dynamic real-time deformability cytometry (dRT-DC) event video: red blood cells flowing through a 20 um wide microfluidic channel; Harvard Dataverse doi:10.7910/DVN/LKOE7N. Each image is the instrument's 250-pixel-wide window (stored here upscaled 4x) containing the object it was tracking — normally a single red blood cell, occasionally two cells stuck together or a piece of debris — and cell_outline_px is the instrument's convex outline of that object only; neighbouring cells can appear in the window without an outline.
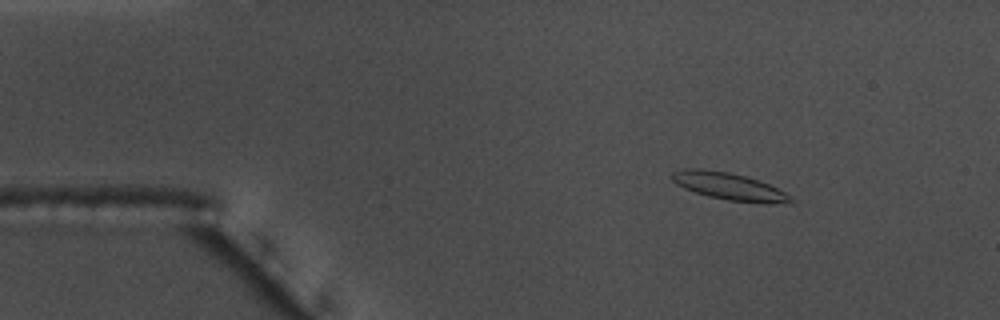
{"species": "common noctule bat (a hibernating species)", "species_latin": "Nyctalus noctula", "temperature_condition": "warm", "stored_images_in_passage": 55, "camera_frame_rate_fps": 3000, "um_per_image_px": 0.085, "animal": {"sex": "male", "body_mass_g": 17.5, "forearm_length_mm": 52.3}, "frame": {"image": 1, "passage_image": 6, "time_ms": 1.667, "image_size_px": [1000, 320], "cell_outline_px": [[796, 200], [792, 204], [768, 204], [728, 200], [708, 196], [684, 188], [676, 184], [672, 180], [672, 172], [684, 168], [700, 168], [728, 172], [744, 176], [768, 184], [792, 196]], "centroid_in_image_um": [62.02, 15.86], "position_along_channel_um": 23.0, "area_um2": 18.96}}
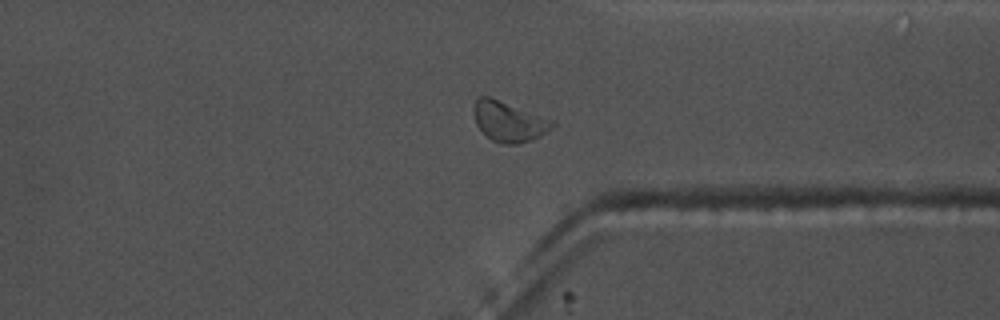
{"frame": {"image": 2, "passage_image": 41, "time_ms": 13.333, "image_size_px": [1000, 320], "cell_outline_px": [[556, 124], [552, 128], [540, 136], [532, 140], [520, 144], [500, 144], [492, 140], [476, 124], [472, 108], [476, 100], [480, 96], [488, 96], [556, 120]], "centroid_in_image_um": [43.28, 10.33], "position_along_channel_um": 368.1, "area_um2": 18.55}}
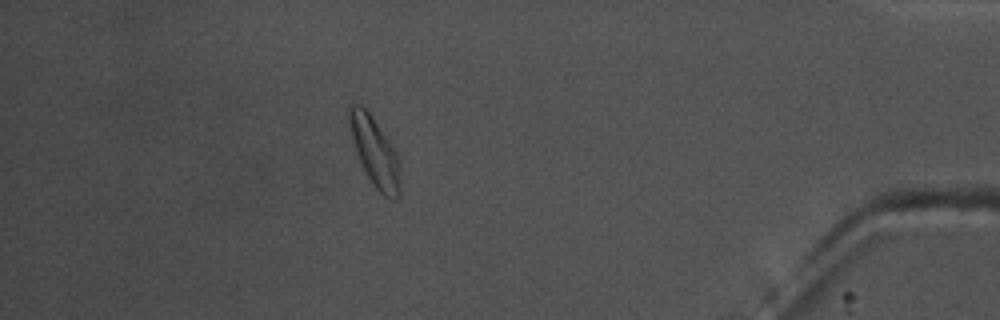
{"frame": {"image": 3, "passage_image": 48, "time_ms": 15.667, "image_size_px": [1000, 320], "cell_outline_px": [[400, 196], [396, 200], [392, 200], [384, 196], [376, 188], [368, 176], [360, 160], [348, 124], [348, 108], [352, 104], [360, 104], [372, 116], [392, 144], [400, 160]], "centroid_in_image_um": [31.9, 12.92], "position_along_channel_um": 403.3, "area_um2": 20.4}, "authors_computed_cell_mechanics": {"area_um2": 18.1492, "velocity_mm_per_s": 3.6051, "shape_relaxation_time_tau1_ms": 6.5694, "shape_relaxation_time_tau2_ms": 2.9029, "deformation_change_tau1": 0.1384, "deformation_change_tau2": 0.0742}}